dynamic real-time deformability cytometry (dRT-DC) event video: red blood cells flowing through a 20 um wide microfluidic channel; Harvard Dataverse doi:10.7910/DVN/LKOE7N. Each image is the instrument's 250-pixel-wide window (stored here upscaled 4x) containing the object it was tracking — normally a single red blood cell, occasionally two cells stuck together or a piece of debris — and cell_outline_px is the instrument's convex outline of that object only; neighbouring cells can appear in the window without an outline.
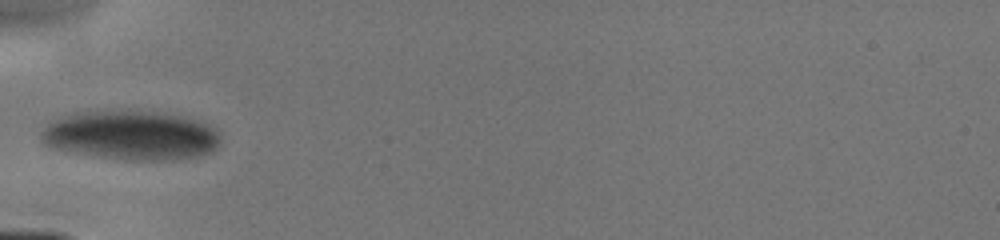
{"species": "human", "species_latin": "Homo sapiens", "temperature_condition": "cold", "stored_images_in_passage": 2, "camera_frame_rate_fps": 3000, "um_per_image_px": 0.085, "donor": {"sex": "male"}, "frame": {"image": 1, "passage_image": 1, "time_ms": 0.0, "image_size_px": [1000, 240], "cell_outline_px": [[220, 144], [212, 152], [196, 156], [168, 160], [124, 160], [92, 156], [60, 148], [48, 144], [40, 140], [40, 132], [44, 120], [64, 112], [112, 108], [124, 108], [164, 112], [204, 120], [212, 124], [220, 132]], "centroid_in_image_um": [11.09, 11.42], "position_along_channel_um": 73.9, "area_um2": 54.04}}